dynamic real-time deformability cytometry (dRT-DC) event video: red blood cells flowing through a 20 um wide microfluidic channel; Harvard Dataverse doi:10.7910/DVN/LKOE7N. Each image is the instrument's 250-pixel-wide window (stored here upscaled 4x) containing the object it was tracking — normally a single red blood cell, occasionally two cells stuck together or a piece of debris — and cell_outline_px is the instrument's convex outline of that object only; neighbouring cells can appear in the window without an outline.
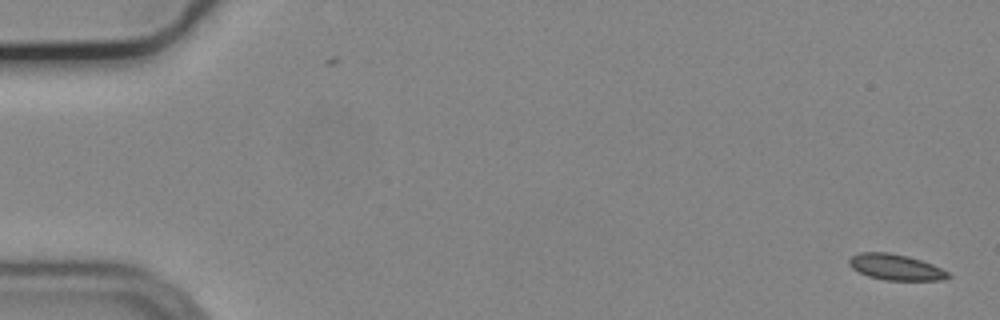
{"species": "common noctule bat (a hibernating species)", "species_latin": "Nyctalus noctula", "temperature_condition": "cold", "stored_images_in_passage": 15, "camera_frame_rate_fps": 3000, "um_per_image_px": 0.085, "animal": {"sex": "male", "body_mass_g": 19.2, "forearm_length_mm": 51.8}, "frame": {"image": 1, "passage_image": 1, "time_ms": 0.0, "image_size_px": [1000, 320], "cell_outline_px": [[952, 276], [944, 280], [884, 280], [868, 276], [852, 268], [848, 264], [848, 260], [852, 256], [860, 252], [888, 252], [908, 256], [932, 264], [948, 272]], "centroid_in_image_um": [76.13, 22.71], "position_along_channel_um": 8.9, "area_um2": 14.91}}